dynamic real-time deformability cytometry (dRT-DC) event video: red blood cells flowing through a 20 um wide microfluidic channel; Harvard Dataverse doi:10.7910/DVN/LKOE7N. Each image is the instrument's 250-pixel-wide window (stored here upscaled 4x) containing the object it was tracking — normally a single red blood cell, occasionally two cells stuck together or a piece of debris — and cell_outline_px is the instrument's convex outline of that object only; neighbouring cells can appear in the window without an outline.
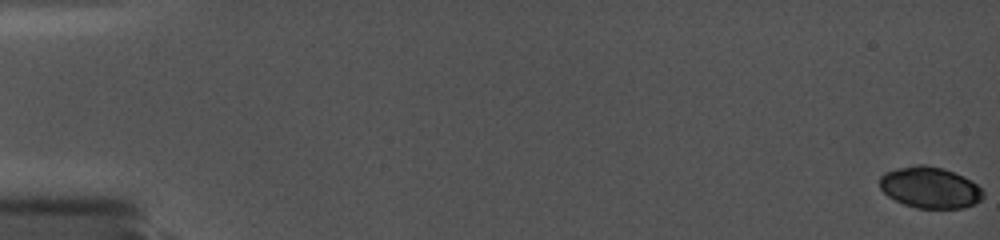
{"species": "common noctule bat (a hibernating species)", "species_latin": "Nyctalus noctula", "temperature_condition": "cold", "stored_images_in_passage": 47, "camera_frame_rate_fps": 5000, "um_per_image_px": 0.085, "animal": {"sex": "female", "body_mass_g": 19.0, "forearm_length_mm": 56.7}, "frame": {"image": 1, "passage_image": 1, "time_ms": 0.0, "image_size_px": [1000, 240], "cell_outline_px": [[984, 196], [976, 204], [964, 208], [916, 208], [904, 204], [888, 196], [880, 188], [880, 176], [884, 172], [896, 168], [916, 164], [924, 164], [944, 168], [964, 176], [976, 184], [984, 192]], "centroid_in_image_um": [79.05, 15.93], "position_along_channel_um": 5.9, "area_um2": 25.09}}
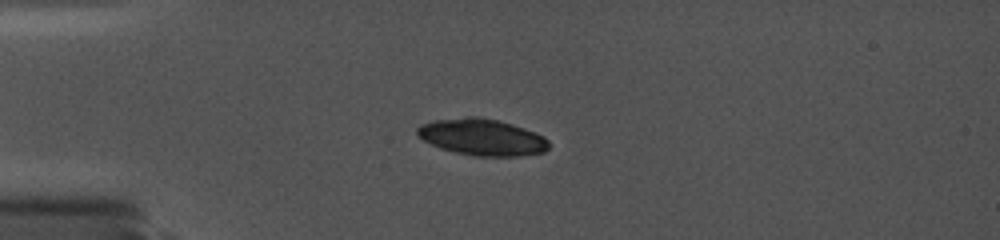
{"frame": {"image": 2, "passage_image": 38, "time_ms": 5.0, "image_size_px": [1000, 240], "cell_outline_px": [[548, 148], [544, 152], [520, 156], [472, 156], [440, 148], [416, 136], [416, 128], [420, 124], [436, 120], [468, 116], [476, 116], [496, 120], [512, 124], [524, 128], [544, 136], [548, 140]], "centroid_in_image_um": [40.95, 11.66], "position_along_channel_um": 44.0, "area_um2": 28.03}}